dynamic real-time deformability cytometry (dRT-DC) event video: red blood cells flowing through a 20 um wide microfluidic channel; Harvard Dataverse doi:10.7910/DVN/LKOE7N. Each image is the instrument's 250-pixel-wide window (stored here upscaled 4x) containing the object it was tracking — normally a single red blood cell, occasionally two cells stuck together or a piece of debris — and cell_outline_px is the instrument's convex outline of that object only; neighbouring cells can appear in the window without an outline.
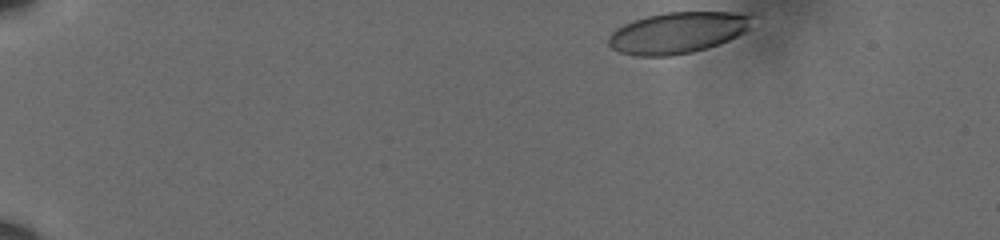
{"species": "human", "species_latin": "Homo sapiens", "temperature_condition": "cold", "stored_images_in_passage": 46, "camera_frame_rate_fps": 3000, "um_per_image_px": 0.085, "donor": {"sex": "male"}, "frame": {"image": 1, "passage_image": 1, "time_ms": 0.0, "image_size_px": [1000, 240], "cell_outline_px": [[752, 12], [748, 28], [744, 32], [720, 44], [708, 48], [692, 52], [672, 56], [636, 56], [620, 52], [612, 48], [608, 44], [608, 36], [616, 28], [624, 24], [648, 16], [668, 12]], "centroid_in_image_um": [57.6, 2.78], "position_along_channel_um": 27.4, "area_um2": 34.51}}
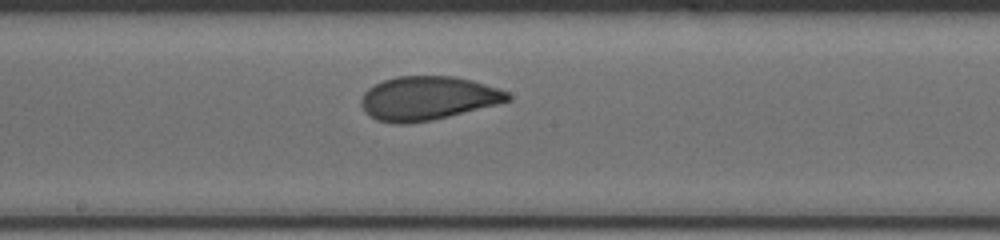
{"frame": {"image": 2, "passage_image": 26, "time_ms": 8.333, "image_size_px": [1000, 240], "cell_outline_px": [[512, 100], [432, 120], [408, 124], [392, 124], [376, 120], [364, 112], [360, 104], [360, 100], [364, 92], [368, 88], [384, 80], [396, 76], [452, 76], [472, 80], [500, 88], [508, 92], [512, 96]], "centroid_in_image_um": [36.33, 8.35], "position_along_channel_um": 211.9, "area_um2": 37.57}}
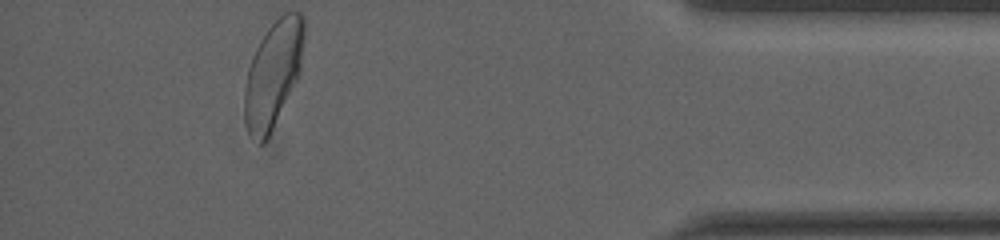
{"frame": {"image": 3, "passage_image": 46, "time_ms": 15.0, "image_size_px": [1000, 240], "cell_outline_px": [[304, 36], [300, 72], [264, 144], [260, 144], [248, 132], [244, 120], [244, 88], [248, 68], [252, 56], [260, 40], [268, 28], [284, 12], [300, 12], [304, 16]], "centroid_in_image_um": [23.2, 6.26], "position_along_channel_um": 412.0, "area_um2": 36.53}, "authors_computed_cell_mechanics": {"area_um2": 36.7608, "velocity_mm_per_s": 3.5923, "shape_relaxation_time_tau1_ms": 4.4566, "shape_relaxation_time_tau2_ms": 0.8522, "deformation_change_tau1": 0.1364, "deformation_change_tau2": 0.0591}}